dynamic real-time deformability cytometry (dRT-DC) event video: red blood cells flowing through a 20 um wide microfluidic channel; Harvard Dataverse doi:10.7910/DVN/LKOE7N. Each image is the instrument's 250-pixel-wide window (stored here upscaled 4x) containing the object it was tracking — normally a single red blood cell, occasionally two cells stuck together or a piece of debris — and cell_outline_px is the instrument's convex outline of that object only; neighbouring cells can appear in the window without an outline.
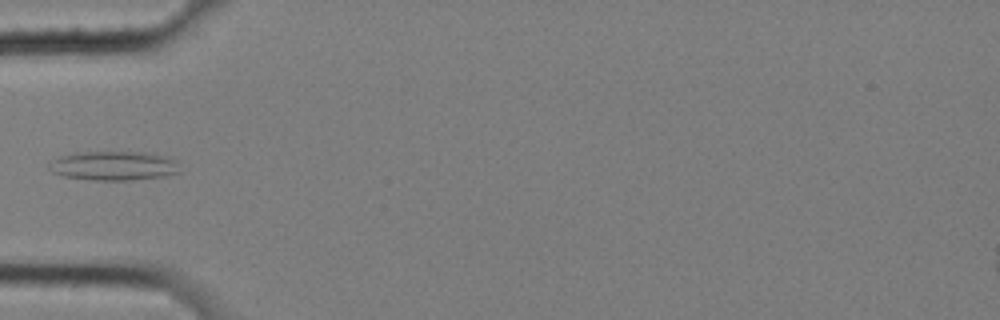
{"species": "common noctule bat (a hibernating species)", "species_latin": "Nyctalus noctula", "temperature_condition": "cold", "stored_images_in_passage": 2, "camera_frame_rate_fps": 3000, "um_per_image_px": 0.085, "animal": {"sex": "female", "body_mass_g": 25.1}, "frame": {"image": 1, "passage_image": 2, "time_ms": 0.333, "image_size_px": [1000, 320], "cell_outline_px": [[180, 172], [160, 176], [128, 180], [92, 180], [64, 176], [52, 172], [48, 168], [48, 160], [60, 156], [76, 152], [144, 152], [176, 160]], "centroid_in_image_um": [9.57, 14.08], "position_along_channel_um": 75.4, "area_um2": 22.08}}